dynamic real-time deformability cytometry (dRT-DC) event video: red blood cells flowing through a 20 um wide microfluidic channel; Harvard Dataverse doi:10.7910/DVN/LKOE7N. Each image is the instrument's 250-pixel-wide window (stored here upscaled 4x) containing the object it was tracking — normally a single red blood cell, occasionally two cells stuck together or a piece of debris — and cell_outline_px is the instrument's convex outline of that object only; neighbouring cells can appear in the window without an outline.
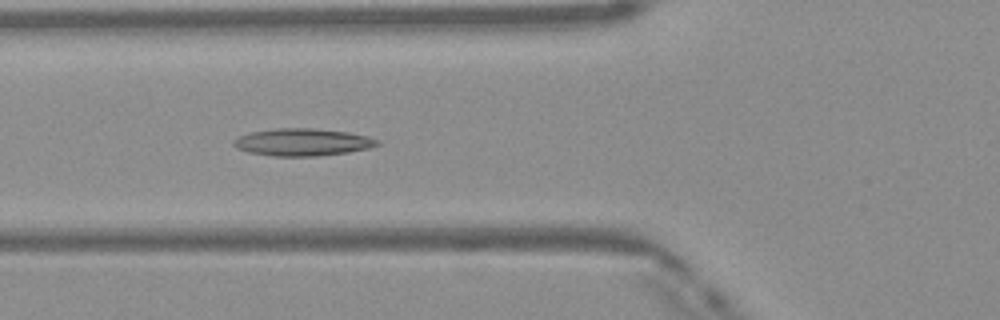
{"species": "Egyptian fruit bat (a non-hibernating species)", "species_latin": "Rousettus aegyptiacus", "temperature_condition": "warm", "stored_images_in_passage": 48, "camera_frame_rate_fps": 3000, "um_per_image_px": 0.085, "frame": {"image": 1, "passage_image": 17, "time_ms": 5.333, "image_size_px": [1000, 320], "cell_outline_px": [[380, 144], [368, 148], [348, 152], [316, 156], [276, 156], [248, 152], [236, 148], [232, 144], [232, 140], [240, 136], [252, 132], [276, 128], [312, 128], [348, 132], [368, 136], [380, 140]], "centroid_in_image_um": [25.72, 12.08], "position_along_channel_um": 100.1, "area_um2": 22.83}}
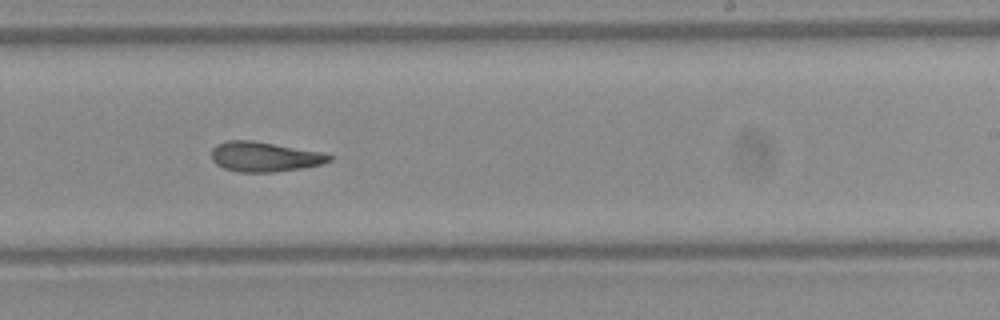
{"frame": {"image": 2, "passage_image": 29, "time_ms": 9.333, "image_size_px": [1000, 320], "cell_outline_px": [[332, 160], [320, 164], [300, 168], [272, 172], [236, 172], [224, 168], [216, 164], [212, 160], [212, 148], [216, 144], [228, 140], [252, 140], [320, 152], [332, 156]], "centroid_in_image_um": [22.42, 13.32], "position_along_channel_um": 266.6, "area_um2": 20.29}}
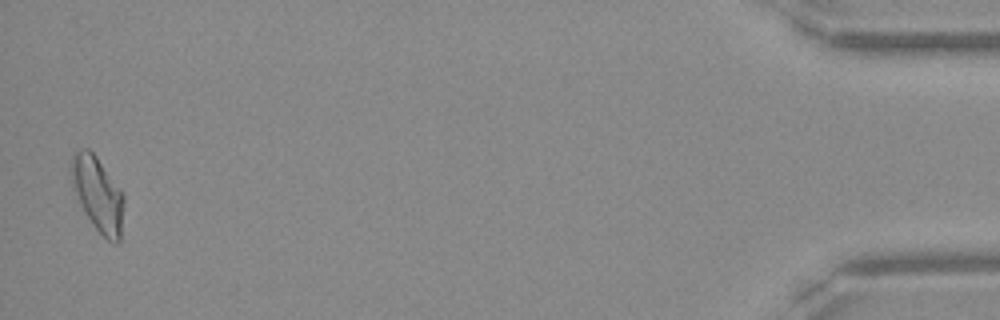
{"frame": {"image": 3, "passage_image": 47, "time_ms": 15.333, "image_size_px": [1000, 320], "cell_outline_px": [[124, 200], [120, 240], [116, 244], [108, 240], [92, 224], [80, 204], [72, 188], [68, 168], [72, 156], [80, 148], [88, 148], [96, 156], [124, 196]], "centroid_in_image_um": [8.26, 16.47], "position_along_channel_um": 426.9, "area_um2": 22.77}, "authors_computed_cell_mechanics": {"area_um2": 21.2126, "velocity_mm_per_s": 4.1506, "shape_relaxation_time_tau1_ms": null, "shape_relaxation_time_tau2_ms": 2.7301, "deformation_change_tau1": null, "deformation_change_tau2": 0.1139}}